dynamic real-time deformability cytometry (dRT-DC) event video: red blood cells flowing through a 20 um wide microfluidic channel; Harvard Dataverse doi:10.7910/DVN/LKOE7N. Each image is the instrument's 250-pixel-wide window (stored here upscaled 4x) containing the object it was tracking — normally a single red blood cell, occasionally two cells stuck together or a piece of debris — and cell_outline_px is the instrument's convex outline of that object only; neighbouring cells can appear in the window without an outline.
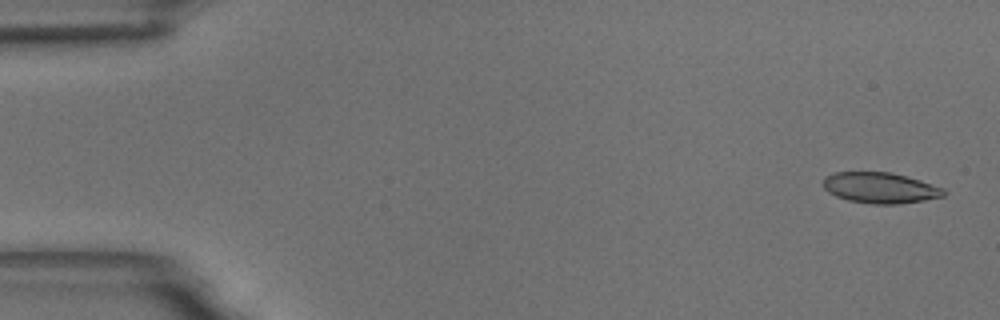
{"species": "common noctule bat (a hibernating species)", "species_latin": "Nyctalus noctula", "temperature_condition": "room temperature", "stored_images_in_passage": 55, "camera_frame_rate_fps": 3000, "um_per_image_px": 0.085, "animal": {"sex": "male", "body_mass_g": 18.8}, "frame": {"image": 1, "passage_image": 2, "time_ms": 0.333, "image_size_px": [1000, 320], "cell_outline_px": [[948, 192], [944, 196], [924, 200], [900, 204], [872, 204], [848, 200], [836, 196], [828, 192], [824, 188], [824, 176], [836, 172], [892, 172], [920, 180], [944, 188]], "centroid_in_image_um": [74.84, 15.96], "position_along_channel_um": 10.2, "area_um2": 21.73}}
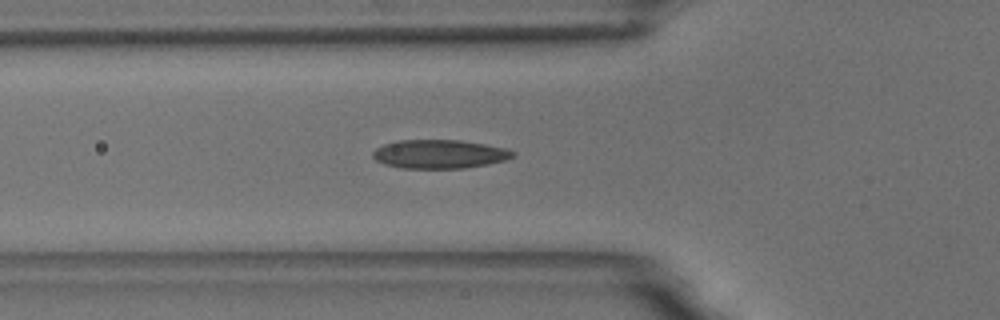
{"frame": {"image": 2, "passage_image": 19, "time_ms": 6.0, "image_size_px": [1000, 320], "cell_outline_px": [[516, 156], [504, 160], [488, 164], [464, 168], [400, 168], [384, 164], [376, 160], [372, 156], [372, 152], [376, 148], [384, 144], [400, 140], [460, 140], [484, 144], [504, 148], [516, 152]], "centroid_in_image_um": [37.34, 13.1], "position_along_channel_um": 88.5, "area_um2": 23.41}}
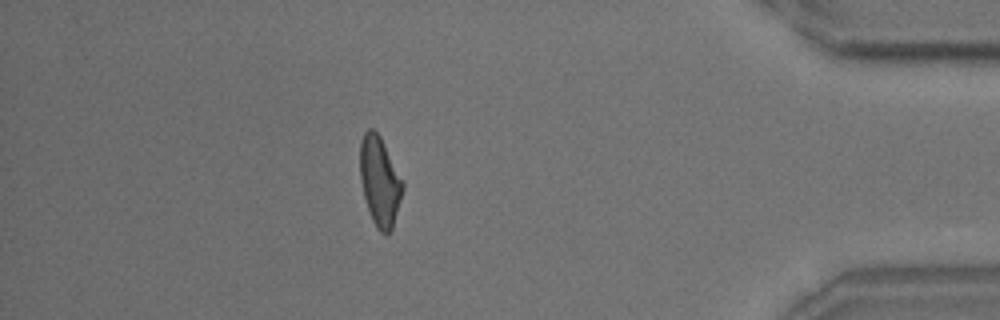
{"frame": {"image": 3, "passage_image": 48, "time_ms": 15.667, "image_size_px": [1000, 320], "cell_outline_px": [[404, 188], [392, 228], [388, 232], [380, 232], [376, 228], [372, 220], [364, 196], [360, 180], [360, 140], [364, 132], [368, 128], [372, 128], [380, 136], [404, 180]], "centroid_in_image_um": [32.28, 15.37], "position_along_channel_um": 402.9, "area_um2": 22.25}, "authors_computed_cell_mechanics": {"area_um2": 22.3108, "velocity_mm_per_s": 3.6867, "shape_relaxation_time_tau1_ms": 6.0824, "shape_relaxation_time_tau2_ms": 2.9746, "deformation_change_tau1": 0.1656, "deformation_change_tau2": 0.1149}}